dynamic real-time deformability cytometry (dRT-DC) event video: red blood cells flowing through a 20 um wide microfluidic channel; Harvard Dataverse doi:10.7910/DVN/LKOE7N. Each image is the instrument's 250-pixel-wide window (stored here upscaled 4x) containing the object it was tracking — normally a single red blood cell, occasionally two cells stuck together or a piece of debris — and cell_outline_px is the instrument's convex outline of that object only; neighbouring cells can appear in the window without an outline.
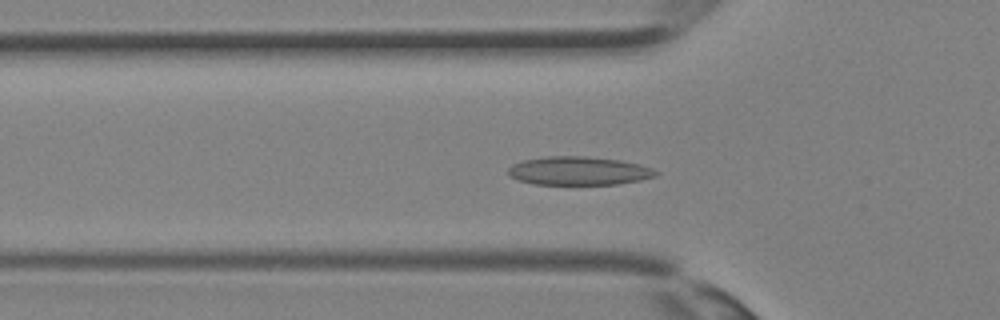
{"species": "Egyptian fruit bat (a non-hibernating species)", "species_latin": "Rousettus aegyptiacus", "temperature_condition": "room temperature", "stored_images_in_passage": 22, "camera_frame_rate_fps": 3000, "um_per_image_px": 0.085, "animal": {"sex": "female"}, "frame": {"image": 1, "passage_image": 6, "time_ms": 1.667, "image_size_px": [1000, 320], "cell_outline_px": [[660, 172], [656, 176], [640, 180], [616, 184], [532, 184], [508, 176], [508, 168], [512, 164], [524, 160], [544, 156], [584, 156], [620, 160], [640, 164], [652, 168]], "centroid_in_image_um": [49.19, 14.52], "position_along_channel_um": 76.6, "area_um2": 24.57}}
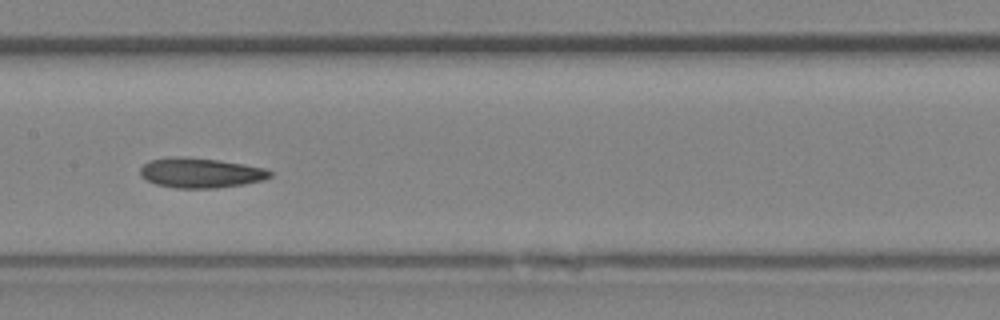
{"frame": {"image": 2, "passage_image": 12, "time_ms": 3.667, "image_size_px": [1000, 320], "cell_outline_px": [[272, 176], [264, 180], [244, 184], [216, 188], [176, 188], [156, 184], [140, 176], [140, 168], [144, 164], [152, 160], [172, 156], [184, 156], [216, 160], [244, 164], [264, 168], [272, 172]], "centroid_in_image_um": [17.05, 14.69], "position_along_channel_um": 190.3, "area_um2": 22.6}}
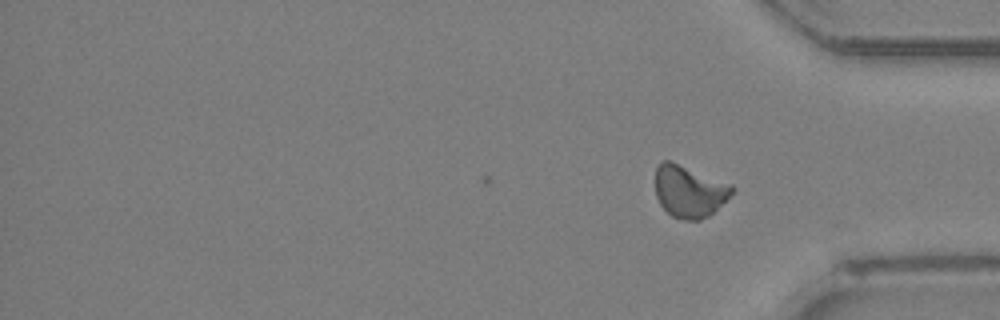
{"frame": {"image": 3, "passage_image": 22, "time_ms": 7.0, "image_size_px": [1000, 320], "cell_outline_px": [[736, 188], [708, 216], [700, 220], [684, 220], [672, 216], [660, 204], [656, 196], [656, 168], [660, 160], [672, 160], [732, 184]], "centroid_in_image_um": [58.56, 16.22], "position_along_channel_um": 376.6, "area_um2": 23.24}}